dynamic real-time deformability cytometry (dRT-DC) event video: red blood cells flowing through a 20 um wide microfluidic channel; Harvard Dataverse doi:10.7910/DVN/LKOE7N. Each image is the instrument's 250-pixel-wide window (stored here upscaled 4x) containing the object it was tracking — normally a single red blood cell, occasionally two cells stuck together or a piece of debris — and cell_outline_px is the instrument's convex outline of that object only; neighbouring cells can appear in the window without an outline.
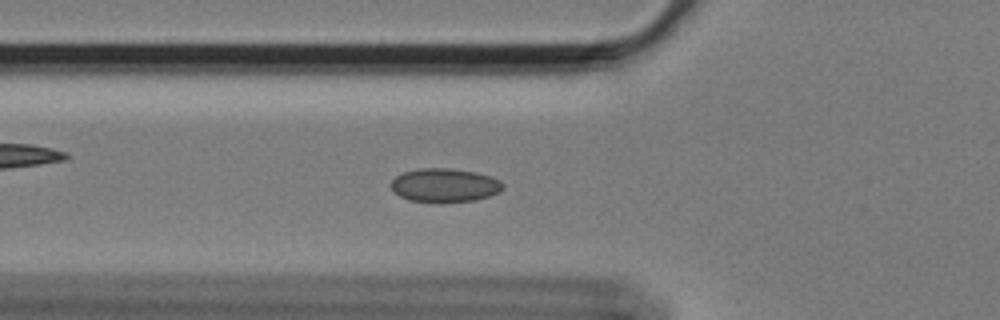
{"species": "Egyptian fruit bat (a non-hibernating species)", "species_latin": "Rousettus aegyptiacus", "temperature_condition": "cold", "stored_images_in_passage": 58, "camera_frame_rate_fps": 3000, "um_per_image_px": 0.085, "animal": {"sex": "female"}, "frame": {"image": 1, "passage_image": 20, "time_ms": 6.333, "image_size_px": [1000, 320], "cell_outline_px": [[504, 188], [500, 192], [488, 196], [472, 200], [440, 204], [436, 204], [408, 200], [392, 192], [388, 184], [396, 176], [404, 172], [420, 168], [448, 168], [476, 172], [492, 176], [500, 180], [504, 184]], "centroid_in_image_um": [37.76, 15.77], "position_along_channel_um": 88.0, "area_um2": 22.6}}
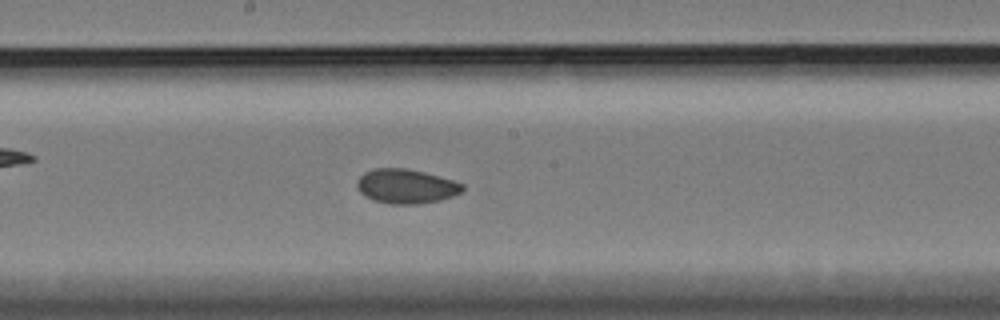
{"frame": {"image": 2, "passage_image": 31, "time_ms": 10.0, "image_size_px": [1000, 320], "cell_outline_px": [[464, 188], [460, 192], [452, 196], [440, 200], [416, 204], [388, 204], [372, 200], [364, 196], [356, 188], [356, 184], [360, 176], [364, 172], [372, 168], [404, 168], [424, 172], [452, 180], [464, 184]], "centroid_in_image_um": [34.47, 15.83], "position_along_channel_um": 213.7, "area_um2": 21.21}}
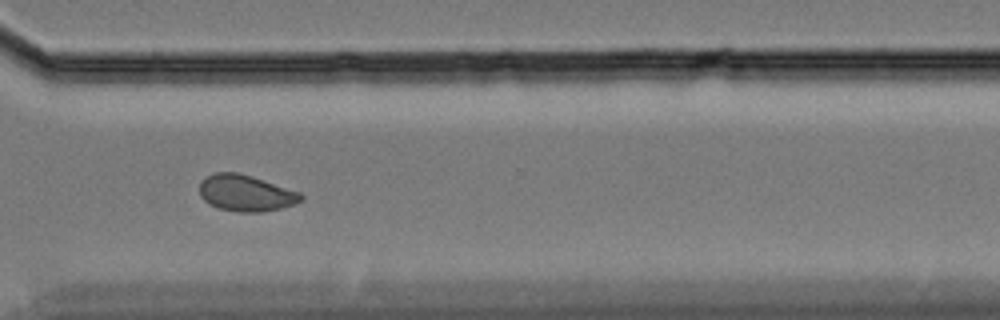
{"frame": {"image": 3, "passage_image": 43, "time_ms": 14.0, "image_size_px": [1000, 320], "cell_outline_px": [[304, 200], [296, 204], [280, 208], [260, 212], [236, 212], [216, 208], [208, 204], [200, 196], [200, 180], [216, 172], [236, 172], [252, 176], [300, 192], [304, 196]], "centroid_in_image_um": [20.89, 16.42], "position_along_channel_um": 349.7, "area_um2": 21.68}, "authors_computed_cell_mechanics": {"area_um2": 21.2126, "velocity_mm_per_s": 3.4075, "shape_relaxation_time_tau1_ms": null, "shape_relaxation_time_tau2_ms": 5.7193, "deformation_change_tau1": null, "deformation_change_tau2": 0.0768}}